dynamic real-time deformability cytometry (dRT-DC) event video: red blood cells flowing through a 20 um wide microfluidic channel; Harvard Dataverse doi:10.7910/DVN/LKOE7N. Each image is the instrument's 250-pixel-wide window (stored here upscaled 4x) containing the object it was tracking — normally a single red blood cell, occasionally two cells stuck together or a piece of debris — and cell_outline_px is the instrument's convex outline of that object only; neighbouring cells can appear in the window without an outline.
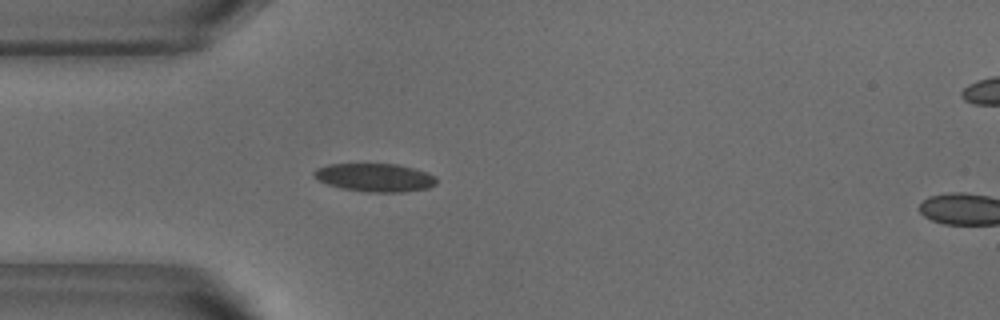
{"species": "common noctule bat (a hibernating species)", "species_latin": "Nyctalus noctula", "temperature_condition": "warm", "stored_images_in_passage": 28, "camera_frame_rate_fps": 3000, "um_per_image_px": 0.085, "animal": {"sex": "male", "body_mass_g": 18.8}, "frame": {"image": 1, "passage_image": 13, "time_ms": 4.0, "image_size_px": [1000, 320], "cell_outline_px": [[436, 184], [428, 188], [404, 192], [368, 192], [340, 188], [328, 184], [312, 176], [312, 172], [316, 168], [328, 164], [396, 164], [428, 172], [436, 176]], "centroid_in_image_um": [31.86, 15.09], "position_along_channel_um": 53.1, "area_um2": 20.23}}